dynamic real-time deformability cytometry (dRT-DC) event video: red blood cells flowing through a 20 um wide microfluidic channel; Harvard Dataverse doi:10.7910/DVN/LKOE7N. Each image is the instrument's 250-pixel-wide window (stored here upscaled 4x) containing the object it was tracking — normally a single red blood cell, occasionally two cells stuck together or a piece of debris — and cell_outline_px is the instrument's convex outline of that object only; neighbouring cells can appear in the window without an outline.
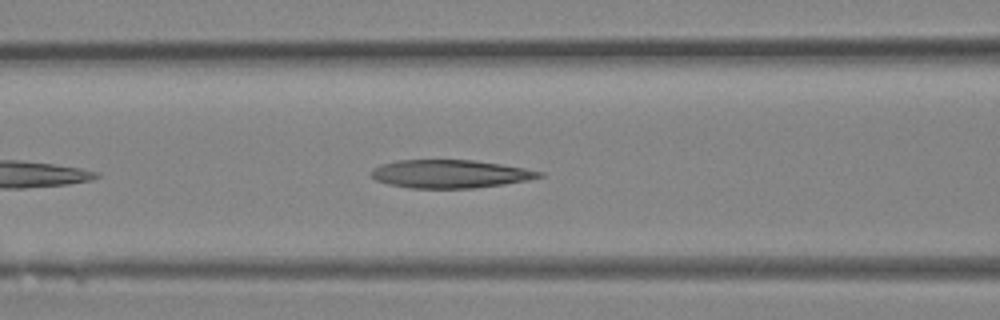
{"species": "Egyptian fruit bat (a non-hibernating species)", "species_latin": "Rousettus aegyptiacus", "temperature_condition": "room temperature", "stored_images_in_passage": 18, "camera_frame_rate_fps": 3000, "um_per_image_px": 0.085, "animal": {"sex": "female"}, "frame": {"image": 1, "passage_image": 6, "time_ms": 1.667, "image_size_px": [1000, 320], "cell_outline_px": [[544, 176], [528, 180], [504, 184], [472, 188], [408, 188], [388, 184], [376, 180], [368, 172], [372, 168], [380, 164], [396, 160], [472, 160], [500, 164], [524, 168], [544, 172]], "centroid_in_image_um": [38.22, 14.78], "position_along_channel_um": 128.4, "area_um2": 27.69}}
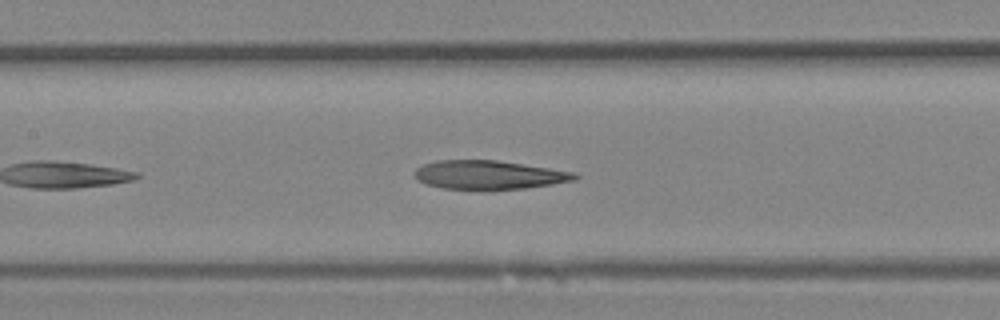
{"frame": {"image": 2, "passage_image": 8, "time_ms": 2.333, "image_size_px": [1000, 320], "cell_outline_px": [[580, 176], [576, 180], [552, 184], [524, 188], [492, 192], [484, 192], [440, 188], [424, 184], [416, 176], [416, 168], [424, 164], [436, 160], [496, 160], [576, 172]], "centroid_in_image_um": [41.57, 14.91], "position_along_channel_um": 165.8, "area_um2": 27.69}}